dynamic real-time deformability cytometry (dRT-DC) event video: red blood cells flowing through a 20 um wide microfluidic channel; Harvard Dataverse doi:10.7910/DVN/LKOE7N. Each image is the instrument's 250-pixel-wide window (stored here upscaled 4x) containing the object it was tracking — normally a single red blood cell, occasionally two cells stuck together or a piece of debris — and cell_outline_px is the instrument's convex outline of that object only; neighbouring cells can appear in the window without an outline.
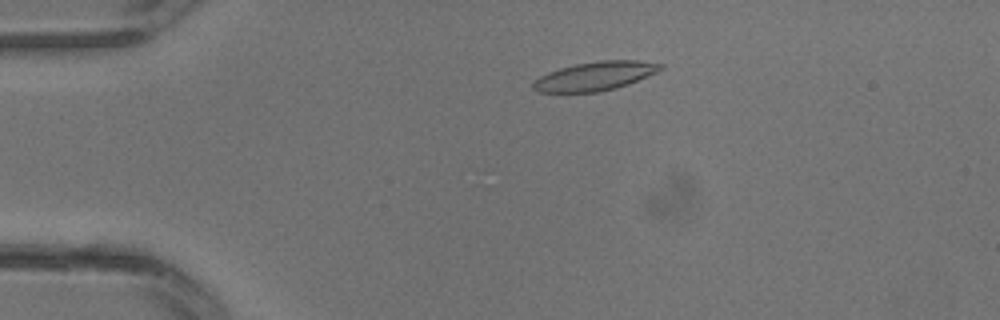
{"species": "common noctule bat (a hibernating species)", "species_latin": "Nyctalus noctula", "temperature_condition": "warm", "stored_images_in_passage": 16, "camera_frame_rate_fps": 3000, "um_per_image_px": 0.085, "animal": {"sex": "male", "body_mass_g": 13.3}, "frame": {"image": 1, "passage_image": 7, "time_ms": 2.0, "image_size_px": [1000, 320], "cell_outline_px": [[664, 68], [656, 72], [628, 84], [616, 88], [600, 92], [536, 92], [532, 88], [532, 84], [540, 76], [548, 72], [560, 68], [576, 64], [600, 60], [636, 60], [664, 64]], "centroid_in_image_um": [50.58, 6.47], "position_along_channel_um": 34.4, "area_um2": 21.33}}
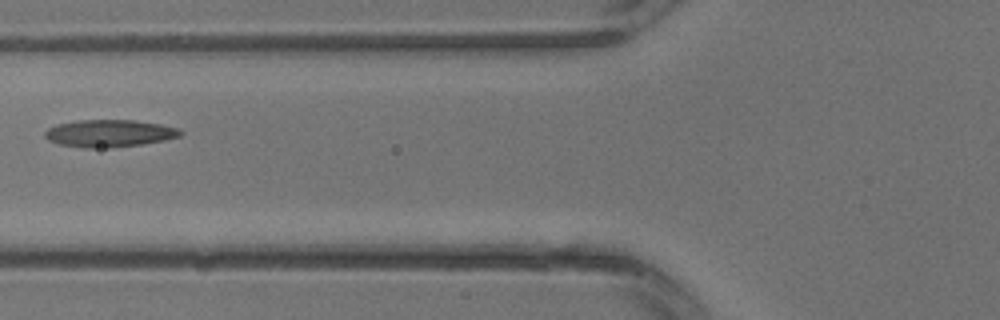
{"frame": {"image": 2, "passage_image": 13, "time_ms": 4.0, "image_size_px": [1000, 320], "cell_outline_px": [[184, 132], [180, 136], [164, 140], [140, 144], [112, 148], [80, 148], [56, 144], [48, 140], [44, 136], [44, 132], [48, 128], [56, 124], [80, 120], [136, 120], [160, 124], [176, 128]], "centroid_in_image_um": [9.24, 11.34], "position_along_channel_um": 116.6, "area_um2": 21.73}}
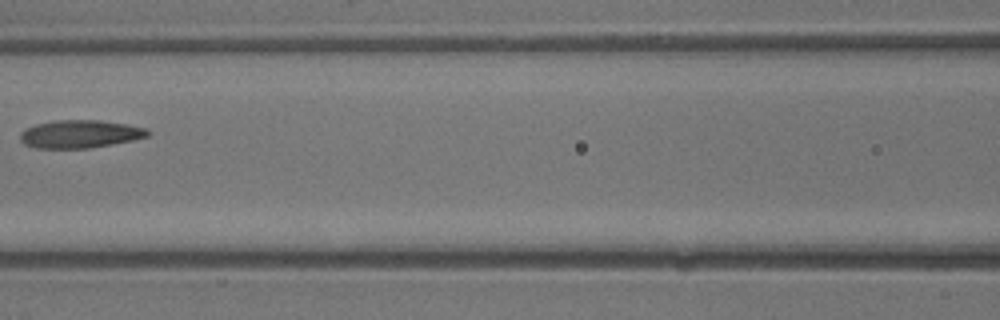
{"frame": {"image": 3, "passage_image": 15, "time_ms": 4.667, "image_size_px": [1000, 320], "cell_outline_px": [[152, 132], [148, 136], [132, 140], [112, 144], [88, 148], [36, 148], [24, 144], [20, 140], [20, 132], [24, 128], [36, 124], [56, 120], [100, 120], [148, 128]], "centroid_in_image_um": [6.79, 11.39], "position_along_channel_um": 159.8, "area_um2": 20.81}}